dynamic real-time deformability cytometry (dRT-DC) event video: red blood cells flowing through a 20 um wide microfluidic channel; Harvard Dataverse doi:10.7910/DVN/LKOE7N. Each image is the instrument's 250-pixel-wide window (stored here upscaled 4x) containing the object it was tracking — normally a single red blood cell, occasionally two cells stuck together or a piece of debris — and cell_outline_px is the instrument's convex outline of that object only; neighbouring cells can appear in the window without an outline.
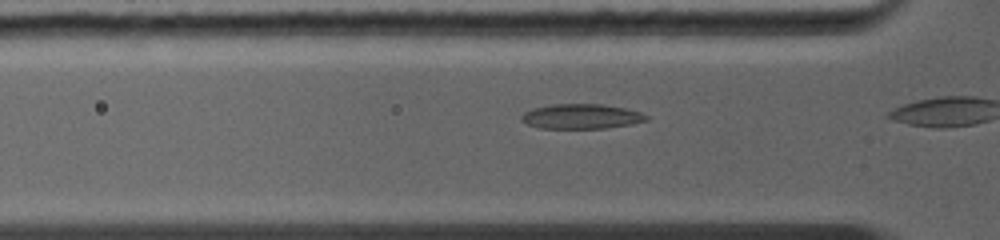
{"species": "common noctule bat (a hibernating species)", "species_latin": "Nyctalus noctula", "temperature_condition": "warm", "stored_images_in_passage": 4, "camera_frame_rate_fps": 5000, "um_per_image_px": 0.085, "animal": {"sex": "female", "body_mass_g": 19.0, "forearm_length_mm": 56.7}, "frame": {"image": 1, "passage_image": 3, "time_ms": 1.0, "image_size_px": [1000, 240], "cell_outline_px": [[648, 120], [632, 124], [604, 128], [540, 128], [528, 124], [520, 120], [520, 116], [524, 112], [532, 108], [552, 104], [600, 104], [624, 108], [640, 112], [648, 116]], "centroid_in_image_um": [49.38, 9.89], "position_along_channel_um": 76.4, "area_um2": 18.03}}